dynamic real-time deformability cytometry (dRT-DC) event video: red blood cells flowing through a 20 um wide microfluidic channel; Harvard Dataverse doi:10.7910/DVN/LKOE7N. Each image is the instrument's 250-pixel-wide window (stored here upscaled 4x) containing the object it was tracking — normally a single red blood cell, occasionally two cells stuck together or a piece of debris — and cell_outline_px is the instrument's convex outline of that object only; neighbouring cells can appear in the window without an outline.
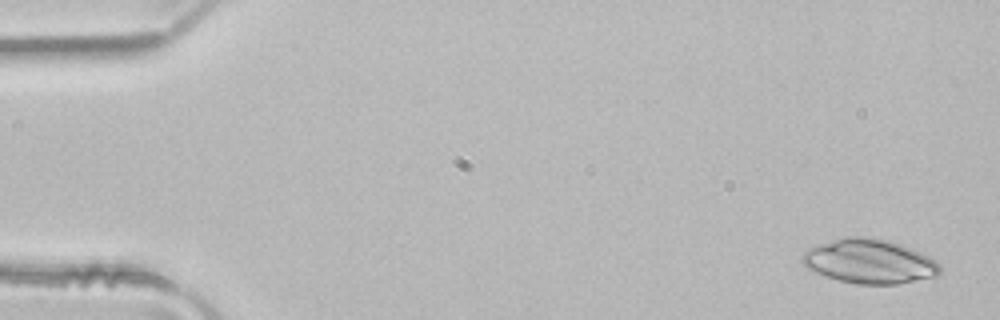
{"species": "common noctule bat (a hibernating species)", "species_latin": "Nyctalus noctula", "temperature_condition": "room temperature", "stored_images_in_passage": 3, "camera_frame_rate_fps": 3000, "um_per_image_px": 0.085, "animal": {"sex": "male", "body_mass_g": 21.5, "forearm_length_mm": 52.0}, "frame": {"image": 1, "passage_image": 1, "time_ms": 0.0, "image_size_px": [1000, 320], "cell_outline_px": [[940, 276], [896, 284], [856, 284], [840, 280], [816, 272], [808, 268], [800, 260], [800, 256], [804, 252], [820, 244], [848, 236], [864, 236], [888, 240], [912, 248], [936, 260], [940, 264]], "centroid_in_image_um": [73.95, 22.22], "position_along_channel_um": 11.1, "area_um2": 35.37}}